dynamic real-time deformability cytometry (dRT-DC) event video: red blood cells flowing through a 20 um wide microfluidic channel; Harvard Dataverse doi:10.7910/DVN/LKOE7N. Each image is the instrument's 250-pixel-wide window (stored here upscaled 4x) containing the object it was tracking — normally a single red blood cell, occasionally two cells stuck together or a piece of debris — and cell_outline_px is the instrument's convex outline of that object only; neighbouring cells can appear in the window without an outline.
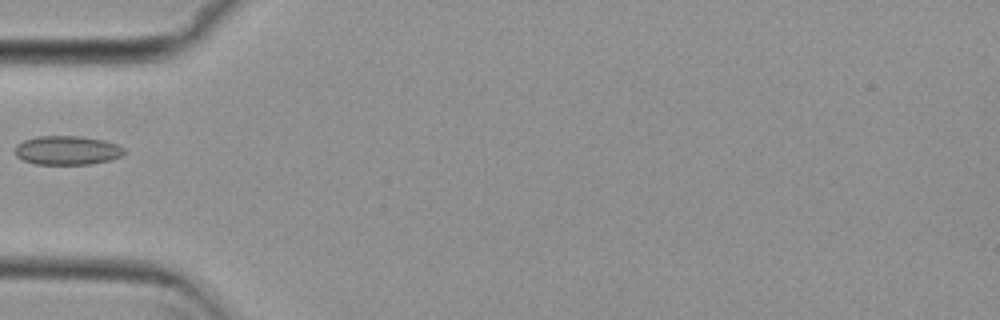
{"species": "common noctule bat (a hibernating species)", "species_latin": "Nyctalus noctula", "temperature_condition": "cold", "stored_images_in_passage": 37, "camera_frame_rate_fps": 3000, "um_per_image_px": 0.085, "animal": {"sex": "female", "body_mass_g": 29.2, "forearm_length_mm": 56.3}, "frame": {"image": 1, "passage_image": 1, "time_ms": 0.0, "image_size_px": [1000, 320], "cell_outline_px": [[124, 152], [120, 156], [108, 160], [92, 164], [36, 164], [24, 160], [16, 156], [16, 144], [24, 140], [36, 136], [80, 136], [104, 140], [116, 144], [124, 148]], "centroid_in_image_um": [5.69, 12.77], "position_along_channel_um": 79.3, "area_um2": 18.32}}
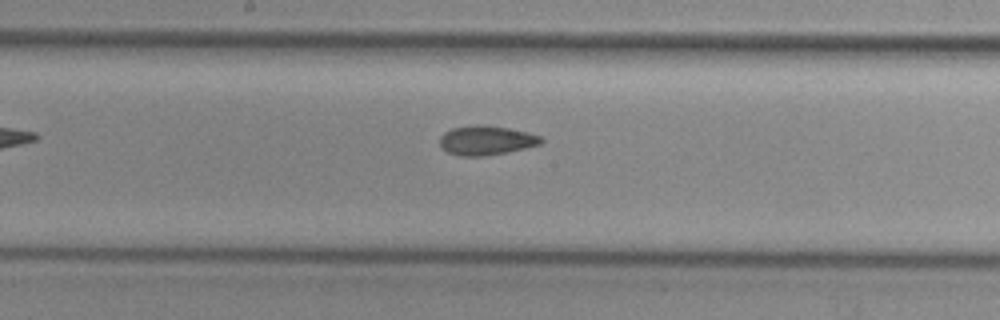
{"frame": {"image": 2, "passage_image": 11, "time_ms": 3.333, "image_size_px": [1000, 320], "cell_outline_px": [[544, 140], [540, 144], [524, 148], [484, 156], [460, 156], [448, 152], [440, 144], [440, 136], [444, 132], [452, 128], [476, 124], [480, 124], [508, 128], [528, 132], [540, 136]], "centroid_in_image_um": [41.32, 11.92], "position_along_channel_um": 206.9, "area_um2": 17.17}}
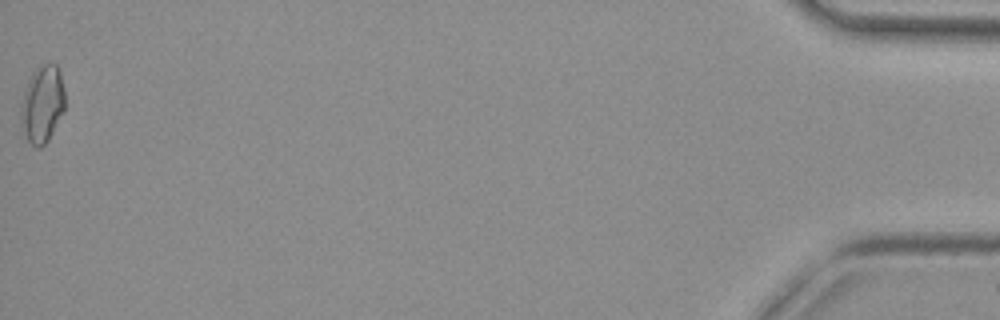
{"frame": {"image": 3, "passage_image": 37, "time_ms": 12.0, "image_size_px": [1000, 320], "cell_outline_px": [[64, 112], [48, 140], [40, 148], [36, 148], [28, 140], [24, 128], [20, 104], [28, 80], [32, 72], [40, 64], [52, 60], [56, 64], [60, 72], [64, 92]], "centroid_in_image_um": [3.62, 8.78], "position_along_channel_um": 431.6, "area_um2": 19.77}}